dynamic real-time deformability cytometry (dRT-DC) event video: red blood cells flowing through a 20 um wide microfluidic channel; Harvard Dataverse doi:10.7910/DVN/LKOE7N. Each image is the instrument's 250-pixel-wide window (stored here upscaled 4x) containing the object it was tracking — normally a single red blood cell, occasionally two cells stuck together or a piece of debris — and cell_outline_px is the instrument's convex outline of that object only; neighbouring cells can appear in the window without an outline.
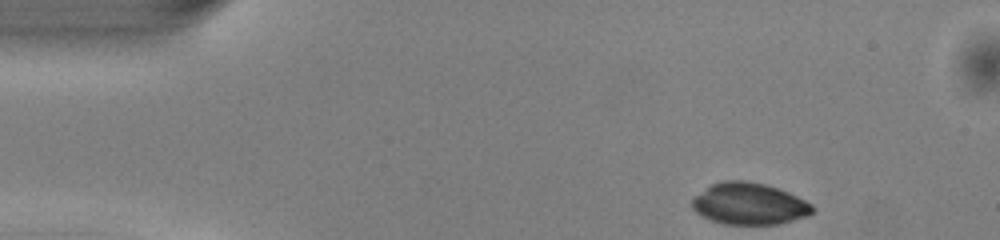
{"species": "common noctule bat (a hibernating species)", "species_latin": "Nyctalus noctula", "temperature_condition": "warm", "stored_images_in_passage": 9, "camera_frame_rate_fps": 3000, "um_per_image_px": 0.085, "animal": {"sex": "male", "body_mass_g": 13.0, "forearm_length_mm": 53.1}, "frame": {"image": 1, "passage_image": 1, "time_ms": 0.0, "image_size_px": [1000, 240], "cell_outline_px": [[812, 212], [808, 216], [780, 224], [724, 224], [700, 216], [692, 208], [692, 196], [712, 184], [724, 180], [744, 180], [764, 184], [788, 192], [812, 204]], "centroid_in_image_um": [63.64, 17.32], "position_along_channel_um": 21.4, "area_um2": 29.25}}